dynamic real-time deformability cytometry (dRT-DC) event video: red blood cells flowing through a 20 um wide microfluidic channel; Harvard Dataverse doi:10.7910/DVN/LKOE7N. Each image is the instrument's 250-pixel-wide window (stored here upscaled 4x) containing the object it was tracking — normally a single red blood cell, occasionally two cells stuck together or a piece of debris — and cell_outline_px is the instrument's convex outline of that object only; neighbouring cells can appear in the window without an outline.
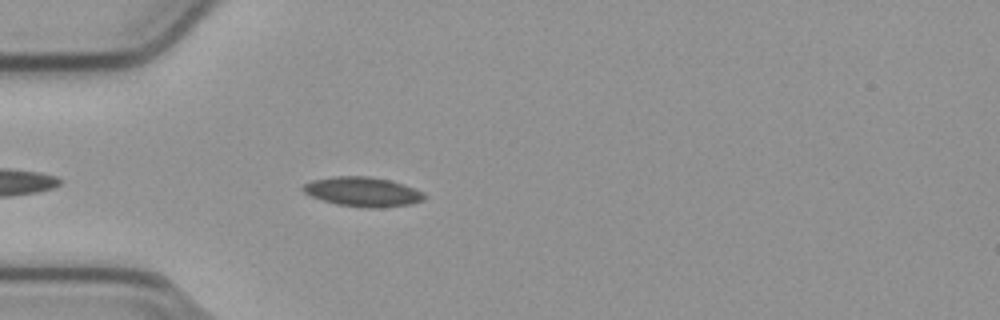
{"species": "common noctule bat (a hibernating species)", "species_latin": "Nyctalus noctula", "temperature_condition": "cold", "stored_images_in_passage": 16, "camera_frame_rate_fps": 3000, "um_per_image_px": 0.085, "animal": {"sex": "male", "body_mass_g": 23.1, "forearm_length_mm": 52.7}, "frame": {"image": 1, "passage_image": 1, "time_ms": 0.0, "image_size_px": [1000, 320], "cell_outline_px": [[428, 196], [424, 200], [412, 204], [380, 208], [364, 208], [336, 204], [312, 196], [304, 192], [300, 188], [304, 184], [312, 180], [332, 176], [368, 176], [388, 180], [404, 184], [424, 192]], "centroid_in_image_um": [30.87, 16.3], "position_along_channel_um": 54.1, "area_um2": 21.04}}
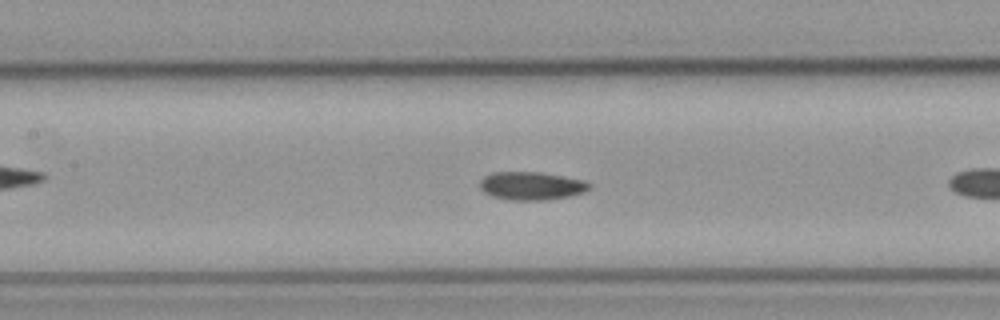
{"frame": {"image": 2, "passage_image": 7, "time_ms": 2.0, "image_size_px": [1000, 320], "cell_outline_px": [[592, 188], [584, 192], [568, 196], [544, 200], [508, 200], [492, 196], [484, 192], [480, 188], [480, 180], [484, 176], [492, 172], [540, 172], [584, 180], [592, 184]], "centroid_in_image_um": [45.17, 15.79], "position_along_channel_um": 162.2, "area_um2": 18.03}}
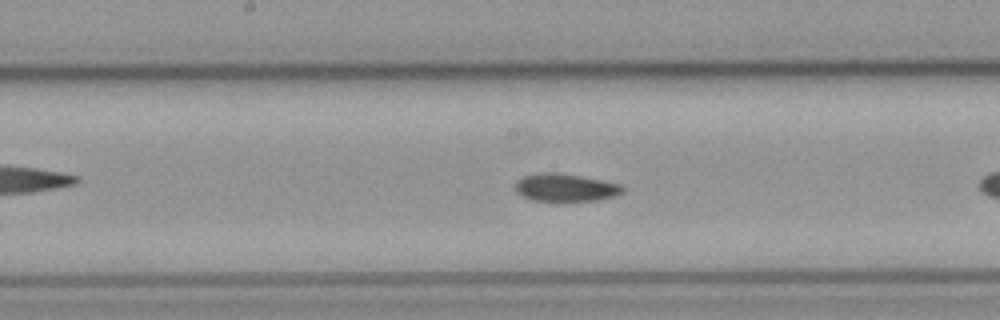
{"frame": {"image": 3, "passage_image": 10, "time_ms": 3.0, "image_size_px": [1000, 320], "cell_outline_px": [[624, 192], [612, 196], [596, 200], [564, 204], [556, 204], [532, 200], [516, 192], [516, 180], [520, 176], [536, 172], [556, 172], [580, 176], [620, 184], [624, 188]], "centroid_in_image_um": [47.99, 15.98], "position_along_channel_um": 200.2, "area_um2": 18.21}}